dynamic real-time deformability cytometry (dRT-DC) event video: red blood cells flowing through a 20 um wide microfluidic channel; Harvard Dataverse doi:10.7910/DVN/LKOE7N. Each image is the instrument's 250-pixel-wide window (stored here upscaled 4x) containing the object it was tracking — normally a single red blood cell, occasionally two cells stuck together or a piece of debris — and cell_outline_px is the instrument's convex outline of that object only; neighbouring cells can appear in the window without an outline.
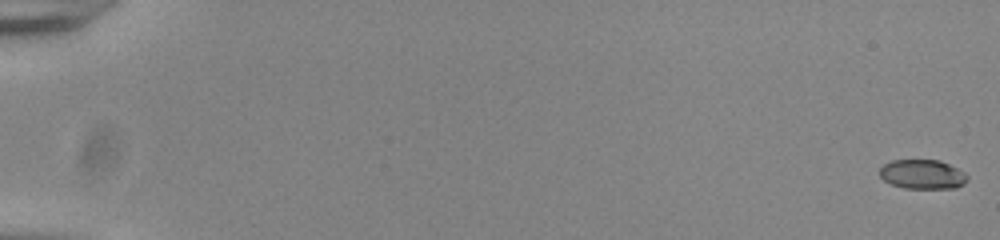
{"species": "common noctule bat (a hibernating species)", "species_latin": "Nyctalus noctula", "temperature_condition": "room temperature", "stored_images_in_passage": 56, "camera_frame_rate_fps": 3000, "um_per_image_px": 0.085, "animal": {"sex": "male", "body_mass_g": 20.0, "forearm_length_mm": 53.3}, "frame": {"image": 1, "passage_image": 1, "time_ms": 0.0, "image_size_px": [1000, 240], "cell_outline_px": [[968, 180], [964, 184], [956, 188], [904, 188], [892, 184], [884, 180], [880, 176], [880, 168], [884, 164], [892, 160], [940, 160], [964, 172], [968, 176]], "centroid_in_image_um": [78.42, 14.82], "position_along_channel_um": 6.6, "area_um2": 14.97}}
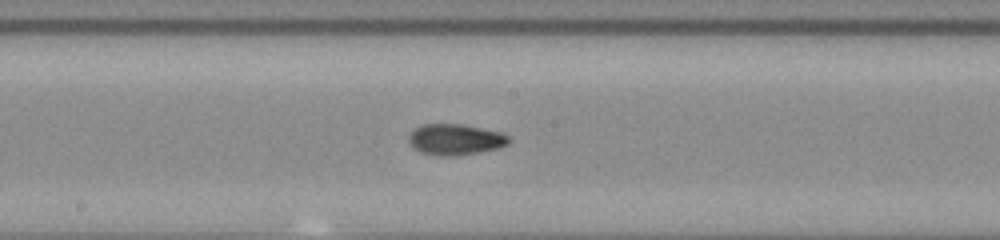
{"frame": {"image": 2, "passage_image": 32, "time_ms": 10.333, "image_size_px": [1000, 240], "cell_outline_px": [[512, 140], [508, 144], [500, 148], [456, 156], [436, 156], [420, 152], [412, 148], [408, 140], [408, 136], [420, 124], [460, 124], [500, 132], [508, 136]], "centroid_in_image_um": [38.68, 11.87], "position_along_channel_um": 209.5, "area_um2": 18.21}}
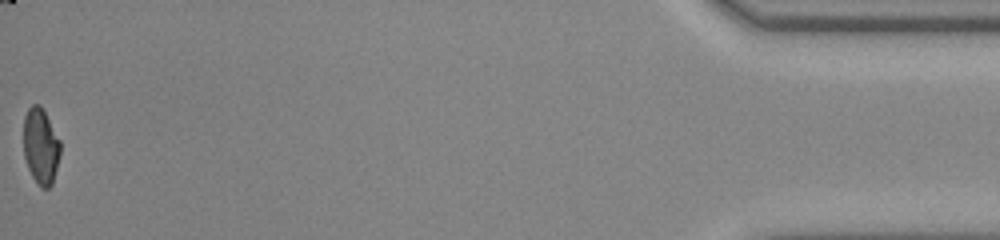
{"frame": {"image": 3, "passage_image": 56, "time_ms": 18.333, "image_size_px": [1000, 240], "cell_outline_px": [[60, 152], [52, 184], [48, 188], [40, 188], [36, 184], [28, 168], [24, 156], [24, 116], [28, 108], [32, 104], [40, 104], [60, 140]], "centroid_in_image_um": [3.45, 12.43], "position_along_channel_um": 431.8, "area_um2": 16.24}, "authors_computed_cell_mechanics": {"area_um2": 16.7331, "velocity_mm_per_s": 3.8658, "shape_relaxation_time_tau1_ms": 5.4101, "shape_relaxation_time_tau2_ms": 2.1476, "deformation_change_tau1": 0.1854, "deformation_change_tau2": 0.0715}}